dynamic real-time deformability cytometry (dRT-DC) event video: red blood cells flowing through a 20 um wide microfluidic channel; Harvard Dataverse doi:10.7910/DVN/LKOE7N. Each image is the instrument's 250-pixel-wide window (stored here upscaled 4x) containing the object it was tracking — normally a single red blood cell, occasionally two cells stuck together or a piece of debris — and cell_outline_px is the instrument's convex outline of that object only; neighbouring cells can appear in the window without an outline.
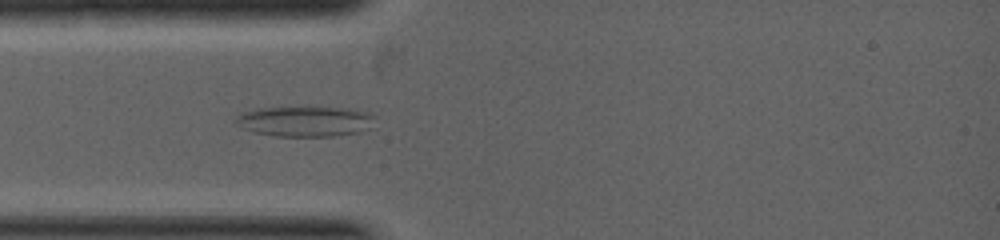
{"species": "common noctule bat (a hibernating species)", "species_latin": "Nyctalus noctula", "temperature_condition": "warm", "stored_images_in_passage": 8, "camera_frame_rate_fps": 5000, "um_per_image_px": 0.085, "animal": {"sex": "female", "body_mass_g": 19.0, "forearm_length_mm": 53.3}, "frame": {"image": 1, "passage_image": 8, "time_ms": 1.4, "image_size_px": [1000, 240], "cell_outline_px": [[376, 116], [372, 128], [356, 132], [332, 136], [276, 136], [256, 132], [244, 128], [236, 124], [236, 116], [244, 112], [256, 108], [340, 108], [372, 112]], "centroid_in_image_um": [25.99, 10.32], "position_along_channel_um": 59.0, "area_um2": 24.33}}